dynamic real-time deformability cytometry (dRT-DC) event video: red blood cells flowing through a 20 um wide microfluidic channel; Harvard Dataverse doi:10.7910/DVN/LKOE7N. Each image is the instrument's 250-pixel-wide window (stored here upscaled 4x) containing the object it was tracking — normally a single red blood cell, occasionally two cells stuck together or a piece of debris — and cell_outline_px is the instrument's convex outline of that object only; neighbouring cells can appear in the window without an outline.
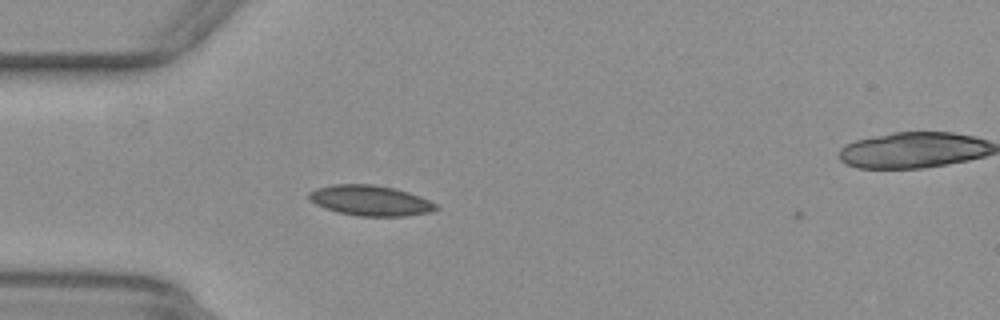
{"species": "common noctule bat (a hibernating species)", "species_latin": "Nyctalus noctula", "temperature_condition": "warm", "stored_images_in_passage": 5, "camera_frame_rate_fps": 3000, "um_per_image_px": 0.085, "animal": {"sex": "female", "body_mass_g": 29.2, "forearm_length_mm": 56.3}, "frame": {"image": 1, "passage_image": 4, "time_ms": 1.0, "image_size_px": [1000, 320], "cell_outline_px": [[440, 208], [432, 212], [404, 216], [360, 216], [336, 212], [324, 208], [316, 204], [308, 196], [308, 192], [316, 188], [332, 184], [372, 184], [396, 188], [420, 196], [436, 204]], "centroid_in_image_um": [31.48, 17.04], "position_along_channel_um": 53.5, "area_um2": 22.6}}